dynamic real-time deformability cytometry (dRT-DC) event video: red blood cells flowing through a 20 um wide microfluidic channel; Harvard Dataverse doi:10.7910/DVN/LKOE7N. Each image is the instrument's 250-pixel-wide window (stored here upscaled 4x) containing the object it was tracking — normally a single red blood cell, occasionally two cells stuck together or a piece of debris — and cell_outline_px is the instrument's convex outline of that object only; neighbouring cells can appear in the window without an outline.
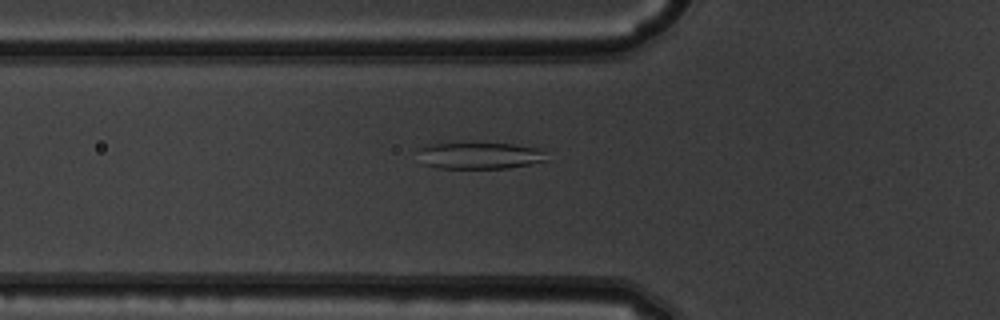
{"species": "common noctule bat (a hibernating species)", "species_latin": "Nyctalus noctula", "temperature_condition": "warm", "stored_images_in_passage": 35, "camera_frame_rate_fps": 3000, "um_per_image_px": 0.085, "animal": {"sex": "male", "body_mass_g": 19.5, "forearm_length_mm": 54.6}, "frame": {"image": 1, "passage_image": 2, "time_ms": 0.333, "image_size_px": [1000, 320], "cell_outline_px": [[548, 160], [508, 168], [440, 168], [424, 164], [416, 148], [428, 144], [512, 144], [536, 148], [544, 152]], "centroid_in_image_um": [40.74, 13.23], "position_along_channel_um": 85.1, "area_um2": 19.59}}
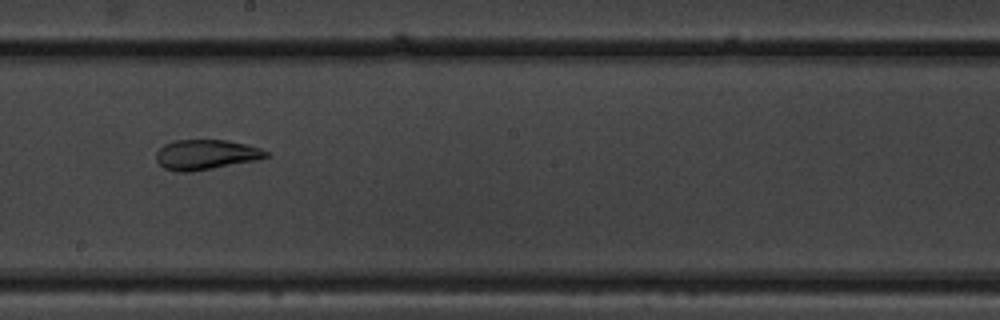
{"frame": {"image": 2, "passage_image": 13, "time_ms": 4.0, "image_size_px": [1000, 320], "cell_outline_px": [[268, 156], [256, 160], [192, 172], [176, 172], [164, 168], [156, 160], [156, 152], [164, 144], [172, 140], [224, 140], [244, 144], [260, 148], [268, 152]], "centroid_in_image_um": [17.45, 13.15], "position_along_channel_um": 230.7, "area_um2": 19.13}}
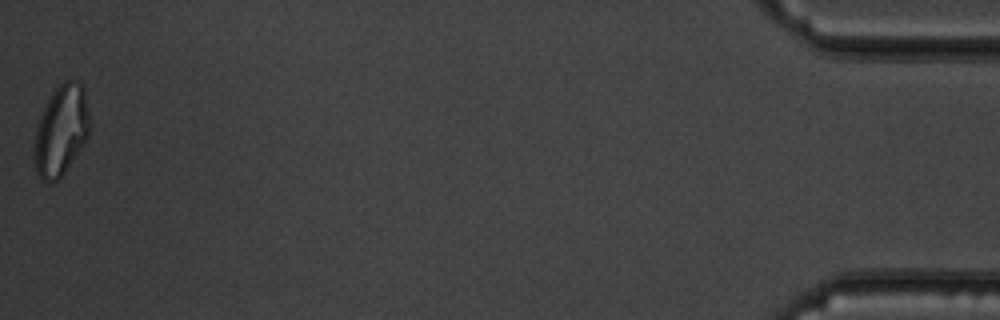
{"frame": {"image": 3, "passage_image": 35, "time_ms": 11.333, "image_size_px": [1000, 320], "cell_outline_px": [[88, 136], [84, 144], [64, 172], [52, 184], [40, 180], [36, 172], [36, 132], [40, 112], [52, 88], [64, 80], [72, 80], [84, 84], [88, 112]], "centroid_in_image_um": [5.19, 11.02], "position_along_channel_um": 430.0, "area_um2": 29.13}, "authors_computed_cell_mechanics": {"area_um2": 20.2878, "velocity_mm_per_s": 3.9689, "shape_relaxation_time_tau1_ms": null, "shape_relaxation_time_tau2_ms": 1.7906, "deformation_change_tau1": null, "deformation_change_tau2": 0.0813}}